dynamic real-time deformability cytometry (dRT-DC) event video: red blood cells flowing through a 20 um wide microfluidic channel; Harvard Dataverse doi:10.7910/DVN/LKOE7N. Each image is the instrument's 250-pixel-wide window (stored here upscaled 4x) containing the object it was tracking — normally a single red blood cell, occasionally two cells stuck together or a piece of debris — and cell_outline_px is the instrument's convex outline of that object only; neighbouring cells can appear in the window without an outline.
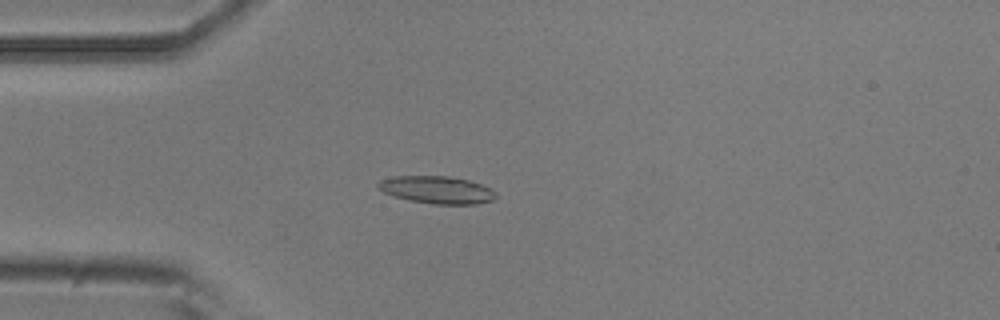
{"species": "common noctule bat (a hibernating species)", "species_latin": "Nyctalus noctula", "temperature_condition": "room temperature", "stored_images_in_passage": 4, "camera_frame_rate_fps": 3000, "um_per_image_px": 0.085, "animal": {"sex": "male", "body_mass_g": 20.5, "forearm_length_mm": 52.5}, "frame": {"image": 1, "passage_image": 3, "time_ms": 0.667, "image_size_px": [1000, 320], "cell_outline_px": [[496, 196], [492, 200], [476, 204], [432, 204], [412, 200], [396, 196], [384, 192], [376, 184], [380, 180], [396, 176], [448, 176], [468, 180], [492, 188], [496, 192]], "centroid_in_image_um": [37.18, 16.13], "position_along_channel_um": 47.8, "area_um2": 18.61}}